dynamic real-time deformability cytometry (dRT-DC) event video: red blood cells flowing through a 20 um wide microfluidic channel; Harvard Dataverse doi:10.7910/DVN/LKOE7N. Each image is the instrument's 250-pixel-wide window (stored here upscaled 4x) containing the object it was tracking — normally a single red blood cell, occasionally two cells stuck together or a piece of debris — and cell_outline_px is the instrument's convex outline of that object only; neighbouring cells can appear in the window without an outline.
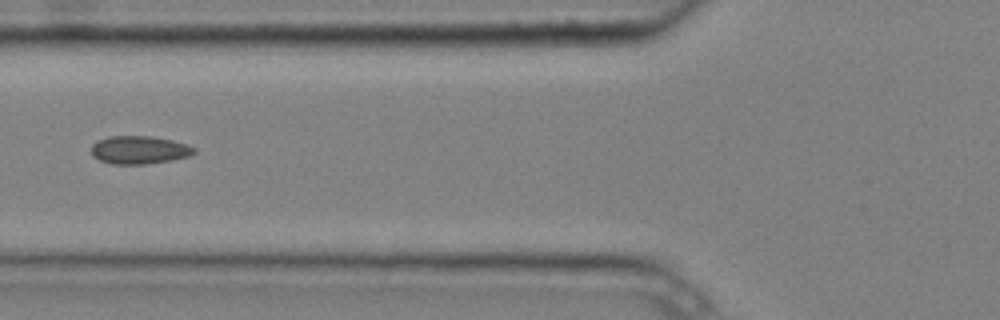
{"species": "common noctule bat (a hibernating species)", "species_latin": "Nyctalus noctula", "temperature_condition": "cold", "stored_images_in_passage": 9, "camera_frame_rate_fps": 3000, "um_per_image_px": 0.085, "animal": {"sex": "male", "body_mass_g": 20.4}, "frame": {"image": 1, "passage_image": 6, "time_ms": 1.667, "image_size_px": [1000, 320], "cell_outline_px": [[196, 152], [188, 156], [172, 160], [144, 164], [112, 164], [100, 160], [92, 156], [92, 144], [96, 140], [108, 136], [152, 136], [172, 140], [188, 144], [196, 148]], "centroid_in_image_um": [11.84, 12.73], "position_along_channel_um": 114.0, "area_um2": 16.94}}
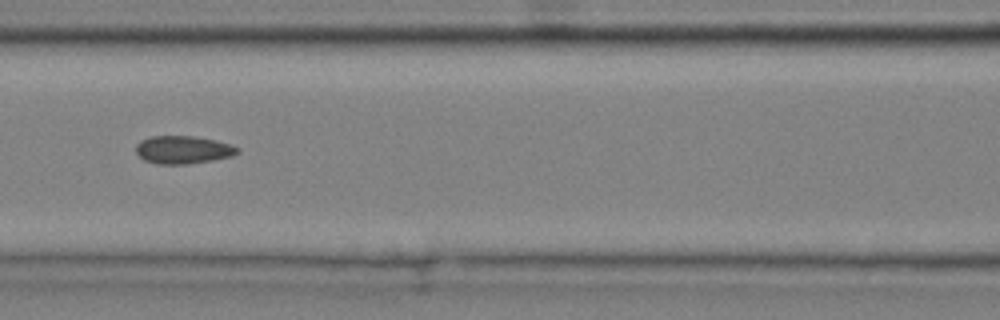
{"frame": {"image": 2, "passage_image": 7, "time_ms": 2.0, "image_size_px": [1000, 320], "cell_outline_px": [[240, 152], [232, 156], [212, 160], [188, 164], [156, 164], [144, 160], [136, 152], [136, 144], [140, 140], [152, 136], [192, 136], [216, 140], [232, 144], [240, 148]], "centroid_in_image_um": [15.58, 12.73], "position_along_channel_um": 151.0, "area_um2": 16.65}}
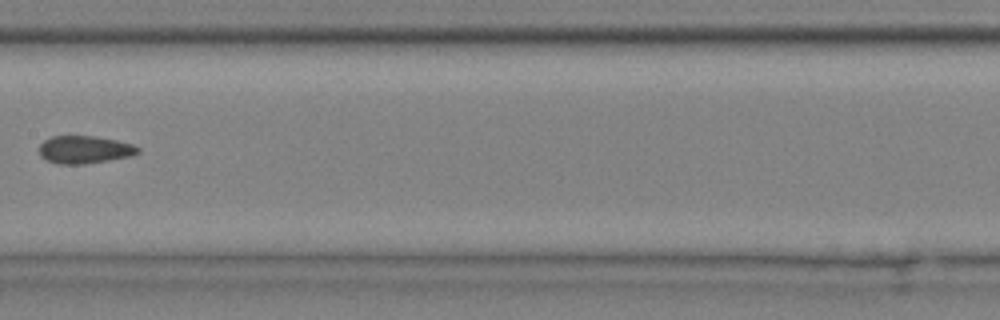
{"frame": {"image": 3, "passage_image": 8, "time_ms": 2.333, "image_size_px": [1000, 320], "cell_outline_px": [[140, 152], [132, 156], [84, 164], [60, 164], [48, 160], [40, 156], [40, 144], [44, 140], [52, 136], [92, 136], [116, 140], [132, 144], [140, 148]], "centroid_in_image_um": [7.2, 12.72], "position_along_channel_um": 200.2, "area_um2": 15.84}}